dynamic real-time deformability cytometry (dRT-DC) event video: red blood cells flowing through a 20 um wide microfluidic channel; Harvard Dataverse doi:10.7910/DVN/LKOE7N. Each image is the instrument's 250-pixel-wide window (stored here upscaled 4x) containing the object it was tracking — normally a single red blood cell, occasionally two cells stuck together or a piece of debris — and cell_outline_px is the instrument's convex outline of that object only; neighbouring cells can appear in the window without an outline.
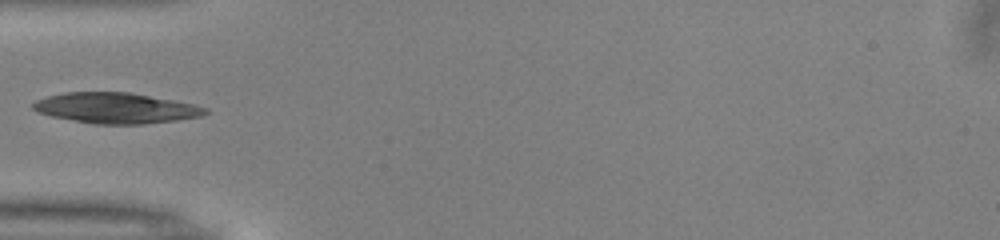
{"species": "common noctule bat (a hibernating species)", "species_latin": "Nyctalus noctula", "temperature_condition": "warm", "stored_images_in_passage": 35, "camera_frame_rate_fps": 3000, "um_per_image_px": 0.085, "animal": {"sex": "male", "body_mass_g": 13.0, "forearm_length_mm": 53.1}, "frame": {"image": 1, "passage_image": 1, "time_ms": 0.0, "image_size_px": [1000, 240], "cell_outline_px": [[208, 112], [204, 116], [176, 120], [144, 124], [92, 124], [52, 116], [36, 112], [32, 108], [32, 104], [36, 100], [48, 96], [64, 92], [128, 92], [172, 100], [192, 104], [208, 108]], "centroid_in_image_um": [9.83, 9.19], "position_along_channel_um": 75.2, "area_um2": 30.63}}
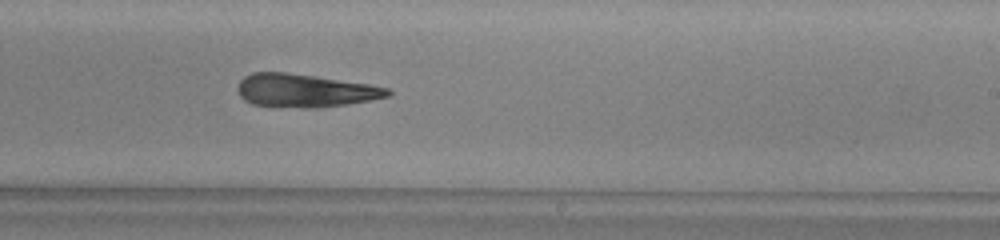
{"frame": {"image": 2, "passage_image": 15, "time_ms": 4.667, "image_size_px": [1000, 240], "cell_outline_px": [[392, 92], [388, 96], [372, 100], [348, 104], [316, 108], [304, 108], [252, 104], [244, 100], [240, 96], [236, 88], [240, 80], [244, 76], [252, 72], [288, 72], [372, 84], [388, 88]], "centroid_in_image_um": [25.92, 7.69], "position_along_channel_um": 263.1, "area_um2": 29.25}}
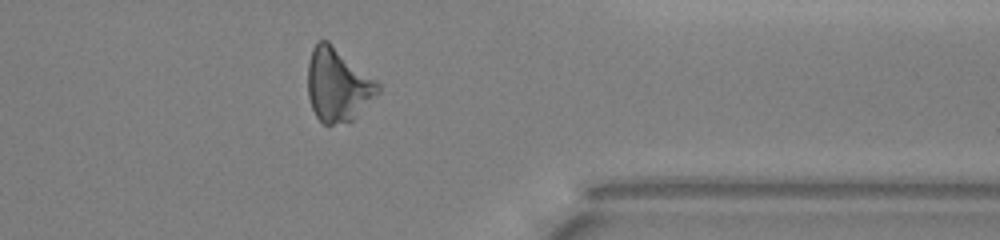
{"frame": {"image": 3, "passage_image": 25, "time_ms": 8.0, "image_size_px": [1000, 240], "cell_outline_px": [[380, 92], [352, 120], [332, 124], [324, 124], [316, 116], [312, 108], [308, 96], [308, 60], [312, 48], [320, 40], [328, 40], [376, 80], [380, 84]], "centroid_in_image_um": [28.71, 7.2], "position_along_channel_um": 382.7, "area_um2": 29.77}}